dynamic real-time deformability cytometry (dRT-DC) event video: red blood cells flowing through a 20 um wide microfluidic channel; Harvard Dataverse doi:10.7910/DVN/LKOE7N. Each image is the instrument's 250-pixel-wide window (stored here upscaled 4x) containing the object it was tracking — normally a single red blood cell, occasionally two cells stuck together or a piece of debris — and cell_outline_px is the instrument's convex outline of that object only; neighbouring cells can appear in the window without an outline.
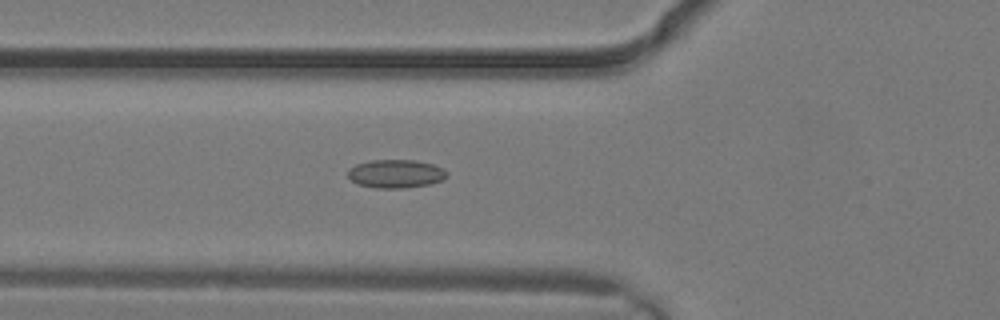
{"species": "common noctule bat (a hibernating species)", "species_latin": "Nyctalus noctula", "temperature_condition": "warm", "stored_images_in_passage": 2, "camera_frame_rate_fps": 3000, "um_per_image_px": 0.085, "animal": {"sex": "male", "body_mass_g": 19.2, "forearm_length_mm": 51.8}, "frame": {"image": 1, "passage_image": 2, "time_ms": 0.333, "image_size_px": [1000, 320], "cell_outline_px": [[448, 176], [444, 180], [428, 184], [404, 188], [376, 188], [356, 184], [348, 176], [348, 168], [356, 164], [372, 160], [412, 160], [432, 164], [444, 168], [448, 172]], "centroid_in_image_um": [33.65, 14.77], "position_along_channel_um": 92.2, "area_um2": 16.47}}